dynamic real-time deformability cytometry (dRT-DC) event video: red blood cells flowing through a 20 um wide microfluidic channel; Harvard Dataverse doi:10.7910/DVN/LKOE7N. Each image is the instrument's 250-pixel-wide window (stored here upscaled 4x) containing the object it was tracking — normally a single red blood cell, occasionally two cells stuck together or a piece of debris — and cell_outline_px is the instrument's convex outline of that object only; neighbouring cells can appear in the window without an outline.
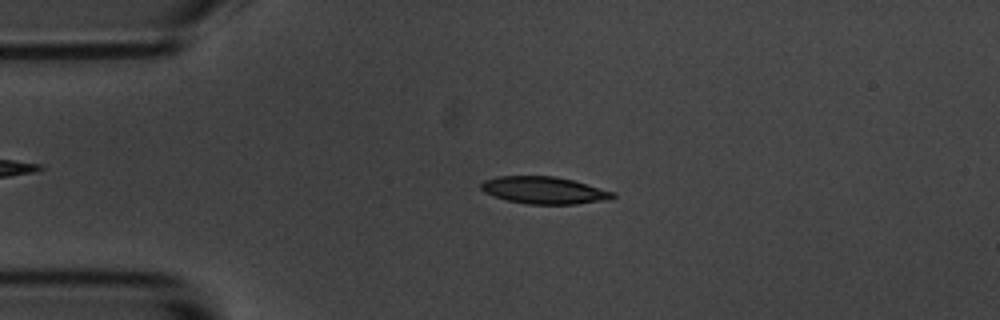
{"species": "common noctule bat (a hibernating species)", "species_latin": "Nyctalus noctula", "temperature_condition": "room temperature", "stored_images_in_passage": 44, "camera_frame_rate_fps": 3000, "um_per_image_px": 0.085, "animal": {"sex": "male", "body_mass_g": 20.1, "forearm_length_mm": 53.5}, "frame": {"image": 1, "passage_image": 1, "time_ms": 0.0, "image_size_px": [1000, 320], "cell_outline_px": [[616, 196], [608, 200], [576, 204], [528, 204], [504, 200], [492, 196], [484, 192], [480, 188], [480, 184], [484, 180], [496, 176], [556, 176], [572, 180], [616, 192]], "centroid_in_image_um": [46.23, 16.17], "position_along_channel_um": 38.8, "area_um2": 21.1}}
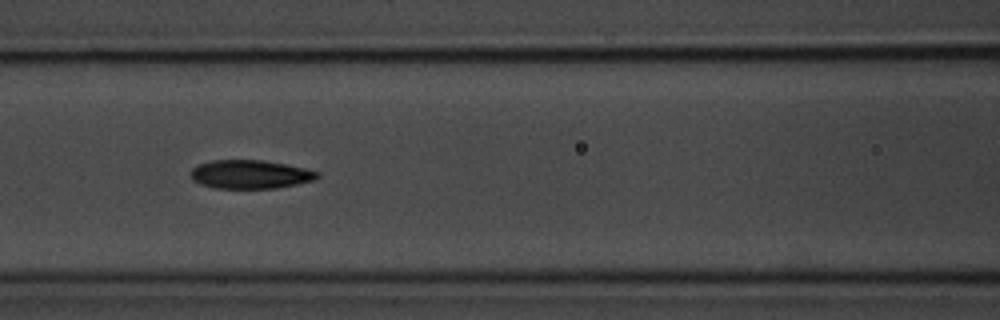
{"frame": {"image": 2, "passage_image": 12, "time_ms": 3.667, "image_size_px": [1000, 320], "cell_outline_px": [[320, 176], [316, 180], [276, 188], [212, 188], [200, 184], [192, 180], [192, 168], [200, 164], [212, 160], [260, 160], [284, 164], [304, 168], [320, 172]], "centroid_in_image_um": [21.28, 14.82], "position_along_channel_um": 145.3, "area_um2": 21.04}}
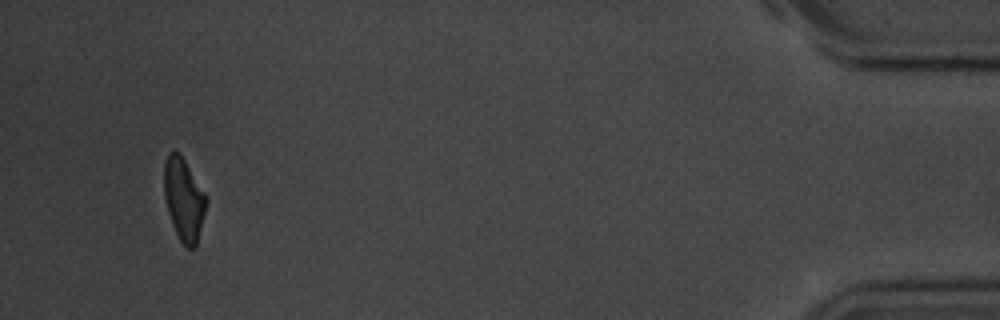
{"frame": {"image": 3, "passage_image": 41, "time_ms": 13.333, "image_size_px": [1000, 320], "cell_outline_px": [[208, 200], [196, 248], [188, 248], [180, 240], [172, 224], [168, 212], [164, 196], [164, 164], [168, 152], [180, 152], [208, 196]], "centroid_in_image_um": [15.64, 16.92], "position_along_channel_um": 419.6, "area_um2": 20.52}, "authors_computed_cell_mechanics": {"area_um2": 21.1259, "velocity_mm_per_s": 3.6265, "shape_relaxation_time_tau1_ms": 2.7755, "shape_relaxation_time_tau2_ms": 3.303, "deformation_change_tau1": 0.1477, "deformation_change_tau2": 0.0942}}